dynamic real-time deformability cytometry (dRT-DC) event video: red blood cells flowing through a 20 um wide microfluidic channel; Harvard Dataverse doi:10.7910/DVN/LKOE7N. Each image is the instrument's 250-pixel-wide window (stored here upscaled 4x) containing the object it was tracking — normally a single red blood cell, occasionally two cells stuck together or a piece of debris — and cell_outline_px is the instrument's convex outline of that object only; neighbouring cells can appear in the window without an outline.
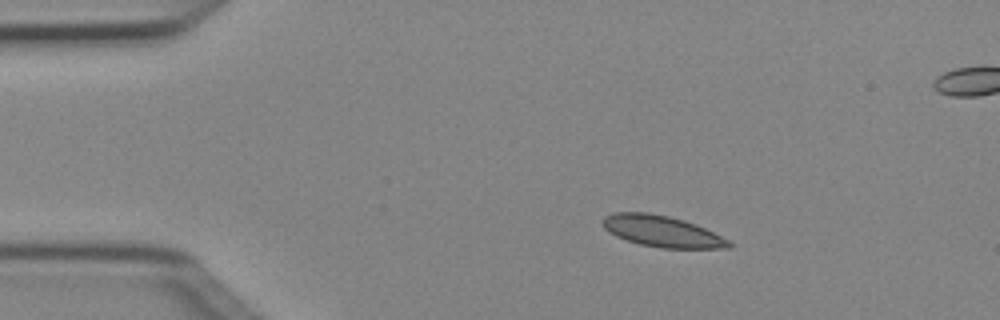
{"species": "Egyptian fruit bat (a non-hibernating species)", "species_latin": "Rousettus aegyptiacus", "temperature_condition": "cold", "stored_images_in_passage": 5, "camera_frame_rate_fps": 3000, "um_per_image_px": 0.085, "animal": {"sex": "female"}, "frame": {"image": 1, "passage_image": 1, "time_ms": 0.0, "image_size_px": [1000, 320], "cell_outline_px": [[732, 248], [660, 248], [640, 244], [616, 236], [608, 232], [600, 224], [600, 220], [604, 216], [612, 212], [648, 212], [668, 216], [684, 220], [696, 224], [732, 240]], "centroid_in_image_um": [56.27, 19.65], "position_along_channel_um": 28.7, "area_um2": 23.35}}
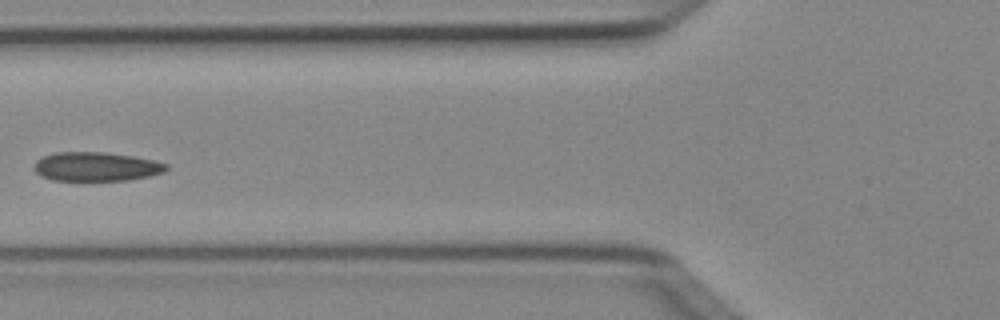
{"frame": {"image": 2, "passage_image": 4, "time_ms": 1.0, "image_size_px": [1000, 320], "cell_outline_px": [[168, 168], [164, 172], [148, 176], [128, 180], [52, 180], [40, 176], [32, 168], [36, 160], [44, 156], [56, 152], [104, 152], [132, 156], [152, 160], [168, 164]], "centroid_in_image_um": [8.14, 14.16], "position_along_channel_um": 117.7, "area_um2": 22.31}}
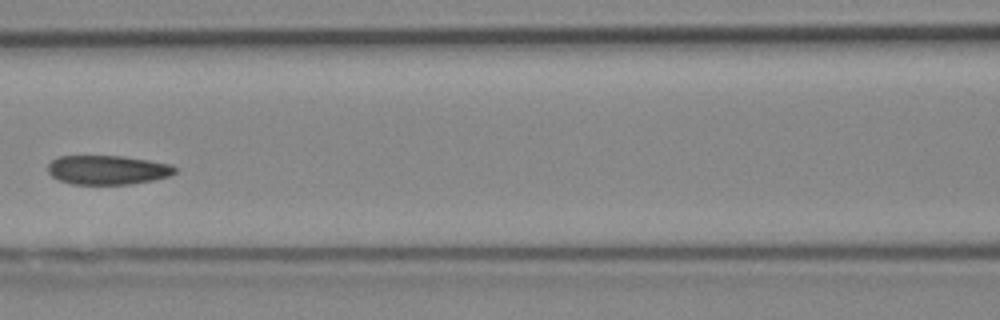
{"frame": {"image": 3, "passage_image": 5, "time_ms": 1.333, "image_size_px": [1000, 320], "cell_outline_px": [[176, 172], [168, 176], [152, 180], [132, 184], [72, 184], [60, 180], [52, 176], [48, 172], [48, 164], [52, 160], [60, 156], [124, 156], [148, 160], [168, 164], [176, 168]], "centroid_in_image_um": [9.12, 14.44], "position_along_channel_um": 157.5, "area_um2": 21.44}}